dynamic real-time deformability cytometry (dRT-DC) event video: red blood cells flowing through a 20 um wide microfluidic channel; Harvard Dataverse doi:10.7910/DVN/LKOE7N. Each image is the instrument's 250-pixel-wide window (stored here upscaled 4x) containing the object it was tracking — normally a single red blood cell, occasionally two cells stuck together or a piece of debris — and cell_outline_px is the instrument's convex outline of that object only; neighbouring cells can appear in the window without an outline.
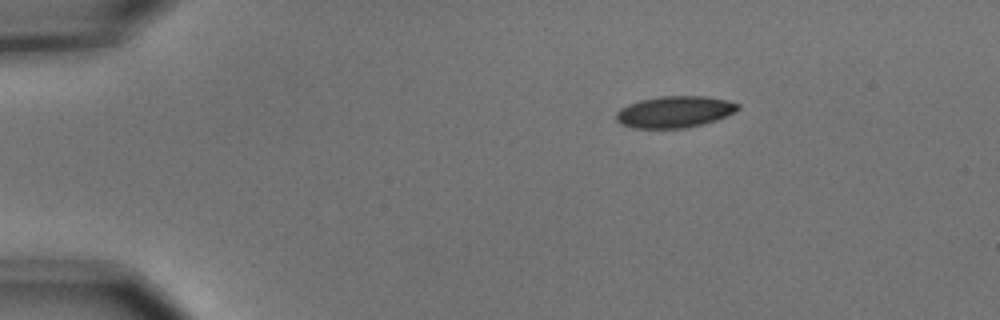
{"species": "common noctule bat (a hibernating species)", "species_latin": "Nyctalus noctula", "temperature_condition": "cold", "stored_images_in_passage": 3, "camera_frame_rate_fps": 3000, "um_per_image_px": 0.085, "animal": {"sex": "male", "body_mass_g": 15.6}, "frame": {"image": 1, "passage_image": 1, "time_ms": 0.0, "image_size_px": [1000, 320], "cell_outline_px": [[740, 108], [736, 112], [716, 120], [704, 124], [684, 128], [632, 128], [620, 124], [616, 120], [616, 112], [620, 108], [628, 104], [640, 100], [660, 96], [708, 96], [728, 100], [740, 104]], "centroid_in_image_um": [57.36, 9.5], "position_along_channel_um": 27.6, "area_um2": 22.66}}